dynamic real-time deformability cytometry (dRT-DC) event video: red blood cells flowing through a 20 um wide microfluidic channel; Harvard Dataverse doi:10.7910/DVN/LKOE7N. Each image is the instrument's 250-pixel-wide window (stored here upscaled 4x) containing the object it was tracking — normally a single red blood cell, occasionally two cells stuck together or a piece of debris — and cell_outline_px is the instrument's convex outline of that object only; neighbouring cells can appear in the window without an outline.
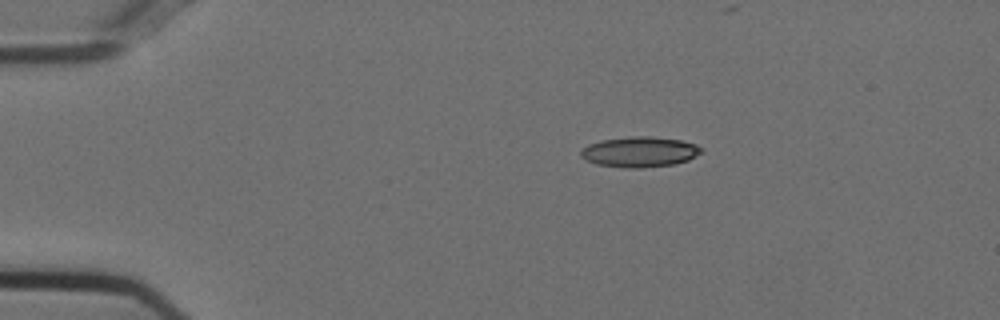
{"species": "Egyptian fruit bat (a non-hibernating species)", "species_latin": "Rousettus aegyptiacus", "temperature_condition": "cold", "stored_images_in_passage": 34, "camera_frame_rate_fps": 3000, "um_per_image_px": 0.085, "animal": {"sex": "female"}, "frame": {"image": 1, "passage_image": 1, "time_ms": 0.0, "image_size_px": [1000, 320], "cell_outline_px": [[704, 152], [688, 160], [676, 164], [640, 168], [624, 168], [596, 164], [580, 156], [580, 152], [588, 144], [600, 140], [628, 136], [648, 136], [680, 140], [696, 144], [704, 148]], "centroid_in_image_um": [54.4, 12.91], "position_along_channel_um": 30.6, "area_um2": 21.56}}
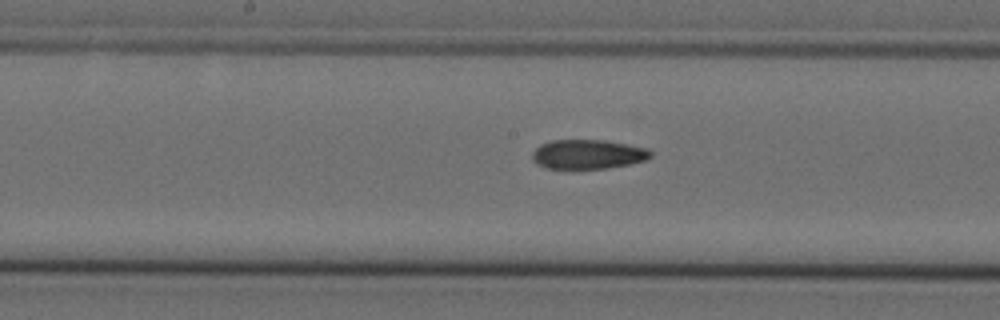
{"frame": {"image": 2, "passage_image": 19, "time_ms": 6.0, "image_size_px": [1000, 320], "cell_outline_px": [[652, 156], [648, 160], [608, 168], [544, 168], [536, 164], [532, 160], [532, 152], [540, 144], [552, 140], [604, 140], [648, 148], [652, 152]], "centroid_in_image_um": [49.97, 13.11], "position_along_channel_um": 198.2, "area_um2": 20.35}}
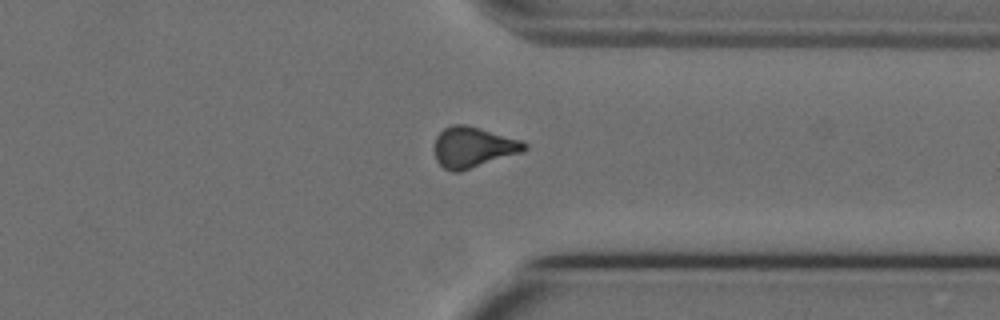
{"frame": {"image": 3, "passage_image": 33, "time_ms": 10.667, "image_size_px": [1000, 320], "cell_outline_px": [[528, 148], [524, 152], [460, 172], [452, 172], [444, 168], [436, 160], [432, 148], [436, 136], [444, 128], [452, 124], [464, 124], [524, 140], [528, 144]], "centroid_in_image_um": [40.22, 12.52], "position_along_channel_um": 371.2, "area_um2": 21.85}}